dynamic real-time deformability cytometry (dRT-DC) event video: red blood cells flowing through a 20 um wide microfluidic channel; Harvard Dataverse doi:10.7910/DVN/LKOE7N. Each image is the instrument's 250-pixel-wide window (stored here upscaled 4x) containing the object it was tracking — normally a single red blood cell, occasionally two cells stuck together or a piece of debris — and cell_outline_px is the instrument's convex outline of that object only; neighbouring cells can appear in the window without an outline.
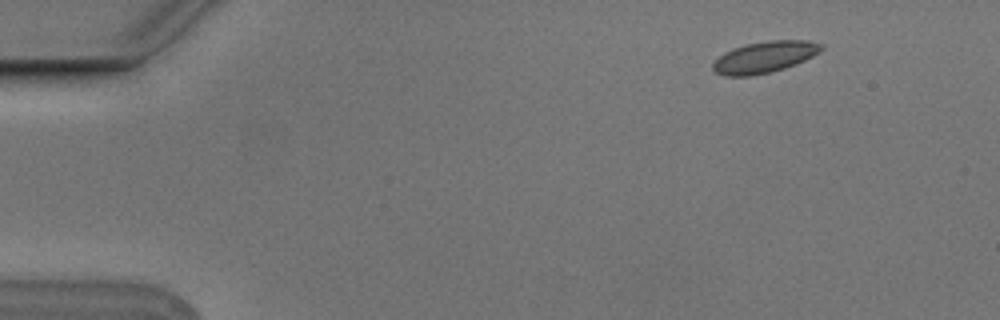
{"species": "Egyptian fruit bat (a non-hibernating species)", "species_latin": "Rousettus aegyptiacus", "temperature_condition": "cold", "stored_images_in_passage": 5, "camera_frame_rate_fps": 3000, "um_per_image_px": 0.085, "animal": {"sex": "male"}, "frame": {"image": 1, "passage_image": 2, "time_ms": 0.333, "image_size_px": [1000, 320], "cell_outline_px": [[824, 48], [820, 52], [796, 64], [784, 68], [768, 72], [748, 76], [724, 76], [716, 72], [712, 68], [712, 64], [724, 52], [732, 48], [748, 44], [768, 40], [808, 40], [824, 44]], "centroid_in_image_um": [65.01, 4.84], "position_along_channel_um": 20.0, "area_um2": 19.77}}